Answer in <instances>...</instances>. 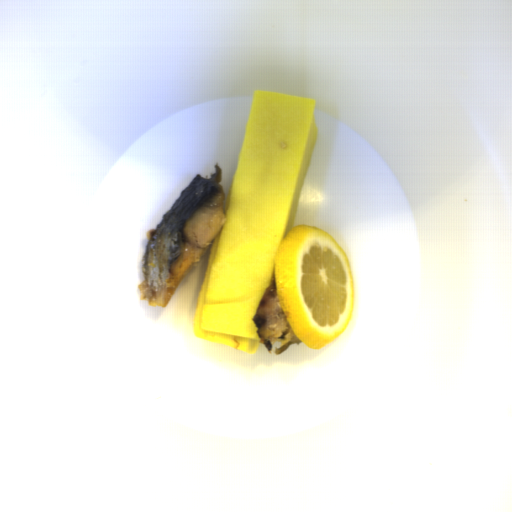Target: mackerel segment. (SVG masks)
<instances>
[{
    "mask_svg": "<svg viewBox=\"0 0 512 512\" xmlns=\"http://www.w3.org/2000/svg\"><path fill=\"white\" fill-rule=\"evenodd\" d=\"M214 167L210 178L196 174L156 229L147 231L137 287L140 300L149 306H168L183 276L226 224L222 169Z\"/></svg>",
    "mask_w": 512,
    "mask_h": 512,
    "instance_id": "14911b7f",
    "label": "mackerel segment"
},
{
    "mask_svg": "<svg viewBox=\"0 0 512 512\" xmlns=\"http://www.w3.org/2000/svg\"><path fill=\"white\" fill-rule=\"evenodd\" d=\"M260 343L271 355H280L293 344H301L280 304L277 296L276 280L264 291L252 318Z\"/></svg>",
    "mask_w": 512,
    "mask_h": 512,
    "instance_id": "c1d32c5f",
    "label": "mackerel segment"
}]
</instances>
